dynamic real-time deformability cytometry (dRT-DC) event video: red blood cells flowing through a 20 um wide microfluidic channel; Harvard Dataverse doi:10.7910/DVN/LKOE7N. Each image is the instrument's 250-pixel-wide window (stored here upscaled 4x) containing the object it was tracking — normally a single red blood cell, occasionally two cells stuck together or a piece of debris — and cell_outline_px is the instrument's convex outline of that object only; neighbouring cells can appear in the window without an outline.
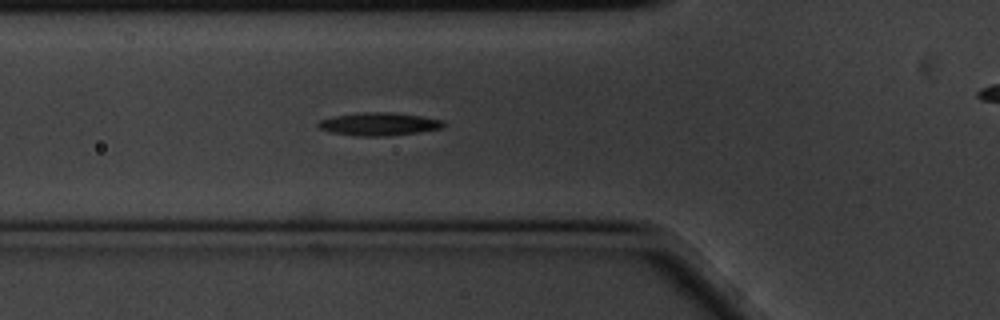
{"species": "common noctule bat (a hibernating species)", "species_latin": "Nyctalus noctula", "temperature_condition": "cold", "stored_images_in_passage": 48, "camera_frame_rate_fps": 3000, "um_per_image_px": 0.085, "animal": {"sex": "male", "body_mass_g": 20.1, "forearm_length_mm": 53.5}, "frame": {"image": 1, "passage_image": 9, "time_ms": 2.667, "image_size_px": [1000, 320], "cell_outline_px": [[444, 128], [420, 132], [388, 136], [356, 136], [328, 132], [320, 128], [316, 124], [320, 120], [336, 116], [360, 112], [392, 112], [420, 116], [444, 120]], "centroid_in_image_um": [32.22, 10.55], "position_along_channel_um": 93.6, "area_um2": 16.88}}
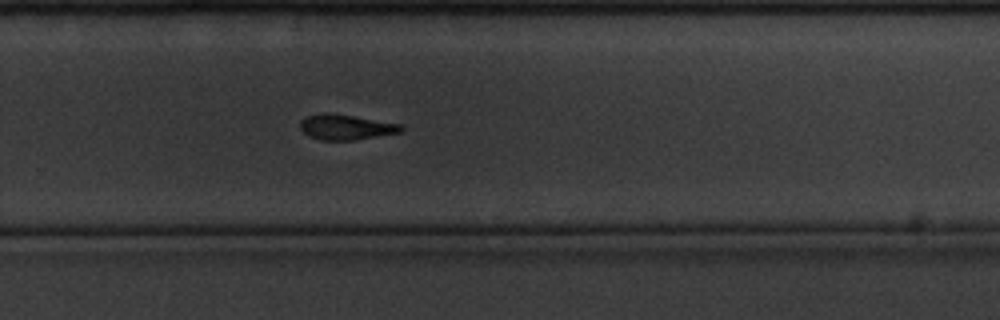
{"frame": {"image": 2, "passage_image": 27, "time_ms": 8.667, "image_size_px": [1000, 320], "cell_outline_px": [[404, 132], [356, 140], [320, 140], [308, 136], [300, 128], [300, 120], [304, 116], [320, 112], [328, 112], [404, 124]], "centroid_in_image_um": [29.42, 10.8], "position_along_channel_um": 300.4, "area_um2": 15.32}}
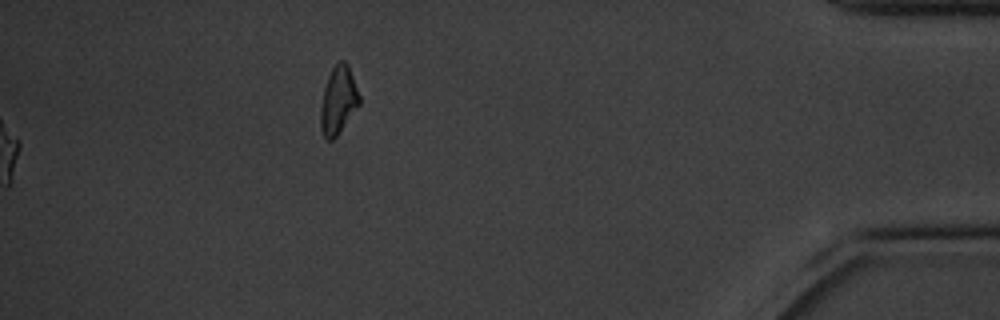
{"frame": {"image": 3, "passage_image": 48, "time_ms": 15.667, "image_size_px": [1000, 320], "cell_outline_px": [[360, 104], [336, 136], [332, 140], [328, 140], [324, 136], [320, 128], [320, 108], [324, 88], [328, 76], [332, 68], [340, 60], [344, 60], [348, 64], [360, 96]], "centroid_in_image_um": [28.75, 8.51], "position_along_channel_um": 406.5, "area_um2": 15.2}, "authors_computed_cell_mechanics": {"area_um2": 16.0684, "velocity_mm_per_s": 3.4381, "shape_relaxation_time_tau1_ms": 3.298, "shape_relaxation_time_tau2_ms": 8.5677, "deformation_change_tau1": 0.1192, "deformation_change_tau2": 0.1914}}